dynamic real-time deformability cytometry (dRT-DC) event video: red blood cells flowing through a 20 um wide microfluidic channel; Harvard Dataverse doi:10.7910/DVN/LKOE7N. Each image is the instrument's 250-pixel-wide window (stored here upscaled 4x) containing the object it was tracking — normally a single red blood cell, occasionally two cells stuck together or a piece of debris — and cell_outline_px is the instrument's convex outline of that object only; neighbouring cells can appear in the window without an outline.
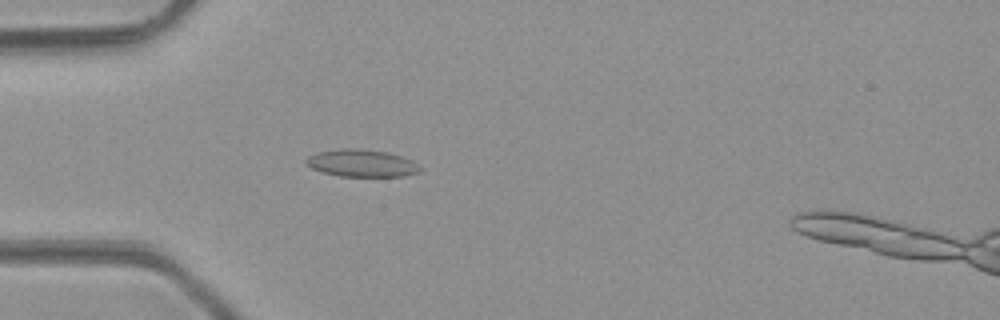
{"species": "common noctule bat (a hibernating species)", "species_latin": "Nyctalus noctula", "temperature_condition": "room temperature", "stored_images_in_passage": 49, "camera_frame_rate_fps": 3000, "um_per_image_px": 0.085, "animal": {"sex": "male", "body_mass_g": 23.1, "forearm_length_mm": 52.7}, "frame": {"image": 1, "passage_image": 15, "time_ms": 4.667, "image_size_px": [1000, 320], "cell_outline_px": [[424, 168], [420, 172], [404, 176], [340, 176], [320, 172], [304, 164], [304, 160], [308, 156], [316, 152], [344, 148], [360, 148], [388, 152], [412, 160]], "centroid_in_image_um": [30.73, 13.87], "position_along_channel_um": 54.3, "area_um2": 18.44}}
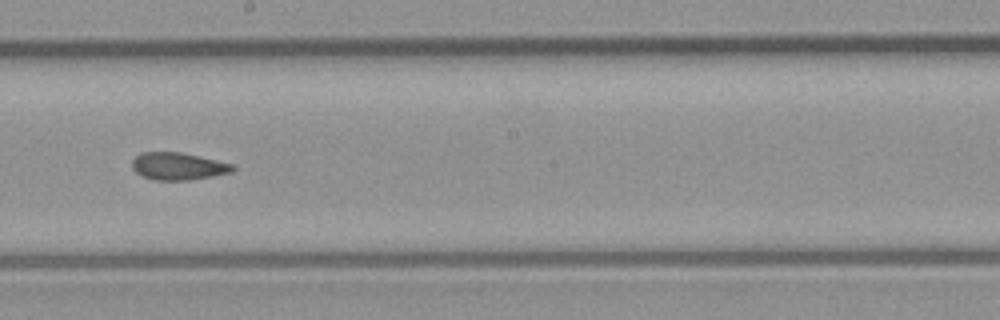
{"frame": {"image": 2, "passage_image": 28, "time_ms": 9.0, "image_size_px": [1000, 320], "cell_outline_px": [[236, 168], [232, 172], [212, 176], [188, 180], [152, 180], [136, 172], [132, 168], [132, 160], [140, 152], [180, 152], [200, 156], [232, 164]], "centroid_in_image_um": [15.13, 14.12], "position_along_channel_um": 233.1, "area_um2": 16.01}}
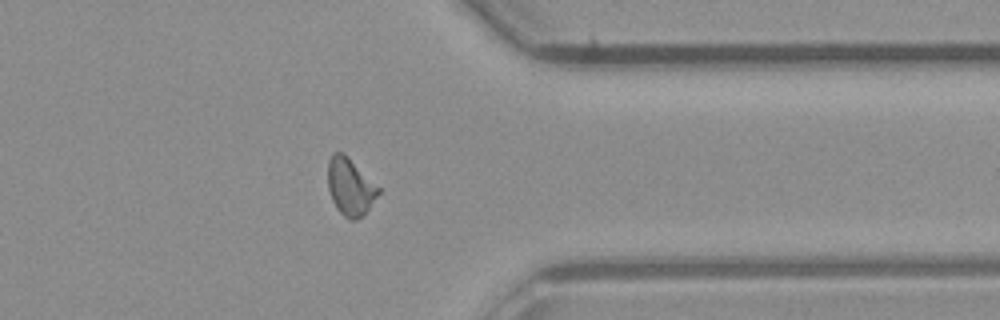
{"frame": {"image": 3, "passage_image": 39, "time_ms": 12.667, "image_size_px": [1000, 320], "cell_outline_px": [[380, 192], [368, 208], [356, 220], [348, 220], [336, 208], [332, 200], [328, 188], [328, 160], [332, 152], [344, 152], [380, 188]], "centroid_in_image_um": [29.74, 15.85], "position_along_channel_um": 381.7, "area_um2": 16.76}, "authors_computed_cell_mechanics": {"area_um2": 16.762, "velocity_mm_per_s": 4.2957, "shape_relaxation_time_tau1_ms": null, "shape_relaxation_time_tau2_ms": 2.5419, "deformation_change_tau1": null, "deformation_change_tau2": 0.079}}